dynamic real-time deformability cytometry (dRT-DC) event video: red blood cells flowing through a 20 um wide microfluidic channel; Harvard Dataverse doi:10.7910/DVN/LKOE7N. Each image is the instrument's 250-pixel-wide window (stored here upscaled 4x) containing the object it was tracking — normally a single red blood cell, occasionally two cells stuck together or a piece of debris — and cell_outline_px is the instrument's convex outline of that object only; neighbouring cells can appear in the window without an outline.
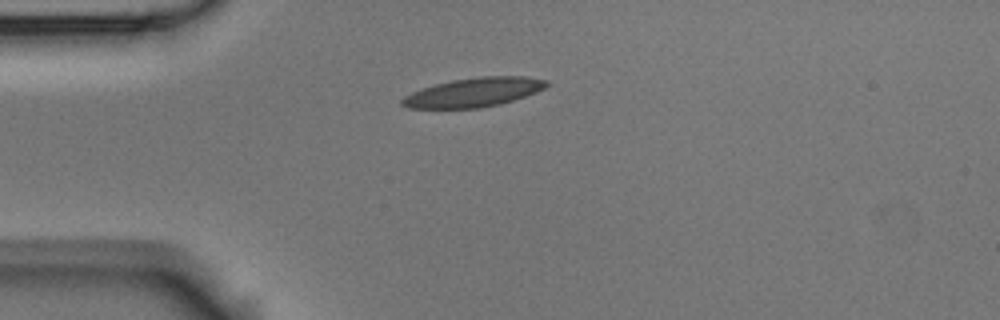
{"species": "Egyptian fruit bat (a non-hibernating species)", "species_latin": "Rousettus aegyptiacus", "temperature_condition": "room temperature", "stored_images_in_passage": 2, "camera_frame_rate_fps": 3000, "um_per_image_px": 0.085, "animal": {"sex": "male"}, "frame": {"image": 1, "passage_image": 1, "time_ms": 0.0, "image_size_px": [1000, 320], "cell_outline_px": [[552, 84], [536, 92], [500, 104], [480, 108], [408, 108], [400, 104], [400, 100], [404, 96], [412, 92], [436, 84], [452, 80], [480, 76], [524, 76], [548, 80]], "centroid_in_image_um": [40.28, 7.84], "position_along_channel_um": 44.7, "area_um2": 24.45}}
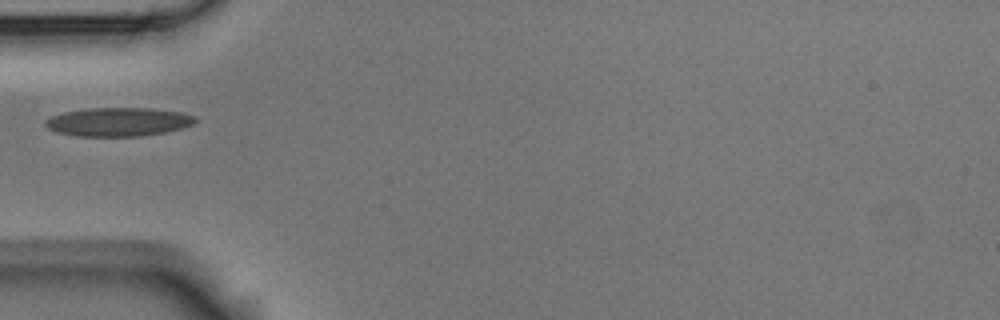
{"frame": {"image": 2, "passage_image": 2, "time_ms": 0.333, "image_size_px": [1000, 320], "cell_outline_px": [[196, 120], [192, 124], [184, 128], [164, 132], [140, 136], [76, 136], [56, 132], [48, 128], [44, 124], [44, 120], [52, 116], [64, 112], [88, 108], [152, 108], [180, 112], [196, 116]], "centroid_in_image_um": [10.05, 10.36], "position_along_channel_um": 75.0, "area_um2": 25.09}}